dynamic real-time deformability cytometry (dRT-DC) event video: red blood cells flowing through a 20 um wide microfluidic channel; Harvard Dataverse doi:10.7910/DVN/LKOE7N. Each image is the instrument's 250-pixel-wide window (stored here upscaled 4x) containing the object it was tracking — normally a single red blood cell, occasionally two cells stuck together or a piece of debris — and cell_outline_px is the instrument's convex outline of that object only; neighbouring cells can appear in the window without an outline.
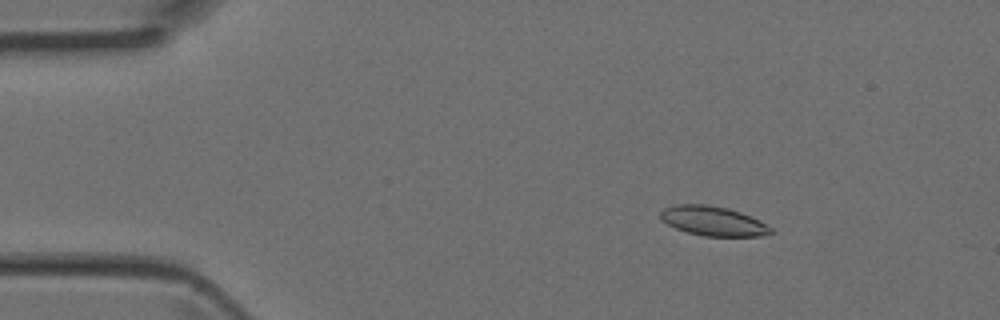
{"species": "Egyptian fruit bat (a non-hibernating species)", "species_latin": "Rousettus aegyptiacus", "temperature_condition": "room temperature", "stored_images_in_passage": 4, "camera_frame_rate_fps": 3000, "um_per_image_px": 0.085, "animal": {"sex": "female"}, "frame": {"image": 1, "passage_image": 2, "time_ms": 0.333, "image_size_px": [1000, 320], "cell_outline_px": [[772, 232], [764, 236], [704, 236], [688, 232], [676, 228], [660, 220], [660, 212], [664, 208], [676, 204], [708, 204], [728, 208], [740, 212], [760, 220], [772, 228]], "centroid_in_image_um": [60.61, 18.78], "position_along_channel_um": 24.4, "area_um2": 19.02}}
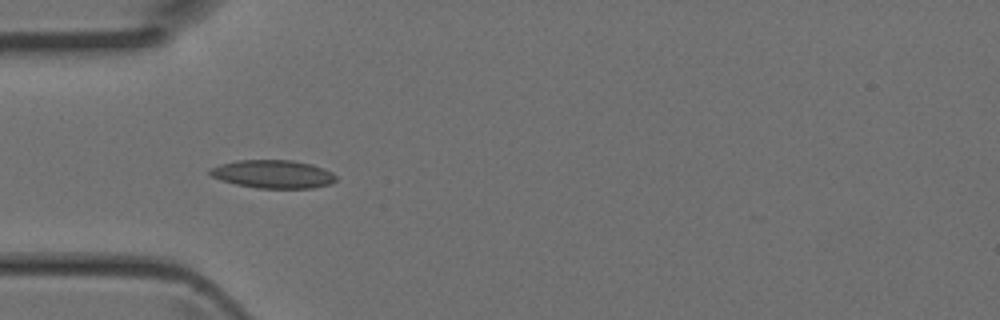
{"frame": {"image": 2, "passage_image": 4, "time_ms": 1.0, "image_size_px": [1000, 320], "cell_outline_px": [[336, 180], [332, 184], [312, 188], [256, 188], [236, 184], [220, 180], [212, 176], [208, 172], [208, 168], [220, 164], [236, 160], [292, 160], [312, 164], [324, 168], [332, 172], [336, 176]], "centroid_in_image_um": [23.2, 14.79], "position_along_channel_um": 61.8, "area_um2": 20.92}}